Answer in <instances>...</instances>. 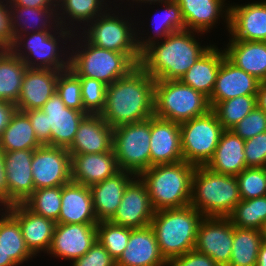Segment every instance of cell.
<instances>
[{"instance_id": "1", "label": "cell", "mask_w": 266, "mask_h": 266, "mask_svg": "<svg viewBox=\"0 0 266 266\" xmlns=\"http://www.w3.org/2000/svg\"><path fill=\"white\" fill-rule=\"evenodd\" d=\"M200 35V37H199ZM203 33L180 30L148 45L141 52L140 66L154 80H180L212 46L200 40ZM200 39V40H199ZM200 41V42H199ZM203 43V45H202Z\"/></svg>"}, {"instance_id": "2", "label": "cell", "mask_w": 266, "mask_h": 266, "mask_svg": "<svg viewBox=\"0 0 266 266\" xmlns=\"http://www.w3.org/2000/svg\"><path fill=\"white\" fill-rule=\"evenodd\" d=\"M155 80L138 64L108 85L101 117L112 127L136 123L154 115Z\"/></svg>"}, {"instance_id": "3", "label": "cell", "mask_w": 266, "mask_h": 266, "mask_svg": "<svg viewBox=\"0 0 266 266\" xmlns=\"http://www.w3.org/2000/svg\"><path fill=\"white\" fill-rule=\"evenodd\" d=\"M73 33L60 25L54 31L19 34L10 50L30 69L63 71L70 67Z\"/></svg>"}, {"instance_id": "4", "label": "cell", "mask_w": 266, "mask_h": 266, "mask_svg": "<svg viewBox=\"0 0 266 266\" xmlns=\"http://www.w3.org/2000/svg\"><path fill=\"white\" fill-rule=\"evenodd\" d=\"M195 168L183 160L154 165L137 175L144 183L155 211L190 205Z\"/></svg>"}, {"instance_id": "5", "label": "cell", "mask_w": 266, "mask_h": 266, "mask_svg": "<svg viewBox=\"0 0 266 266\" xmlns=\"http://www.w3.org/2000/svg\"><path fill=\"white\" fill-rule=\"evenodd\" d=\"M204 216L193 206L157 210L150 227L161 255L167 262L193 250L199 224Z\"/></svg>"}, {"instance_id": "6", "label": "cell", "mask_w": 266, "mask_h": 266, "mask_svg": "<svg viewBox=\"0 0 266 266\" xmlns=\"http://www.w3.org/2000/svg\"><path fill=\"white\" fill-rule=\"evenodd\" d=\"M137 65L128 54L99 48L80 33L73 34L69 68L79 77L96 79L108 86L127 75Z\"/></svg>"}, {"instance_id": "7", "label": "cell", "mask_w": 266, "mask_h": 266, "mask_svg": "<svg viewBox=\"0 0 266 266\" xmlns=\"http://www.w3.org/2000/svg\"><path fill=\"white\" fill-rule=\"evenodd\" d=\"M132 12L114 3L113 7L111 6L105 13L90 22L80 34L91 44L128 54L137 64H140L141 51L136 39V18L135 13Z\"/></svg>"}, {"instance_id": "8", "label": "cell", "mask_w": 266, "mask_h": 266, "mask_svg": "<svg viewBox=\"0 0 266 266\" xmlns=\"http://www.w3.org/2000/svg\"><path fill=\"white\" fill-rule=\"evenodd\" d=\"M241 201L236 176L197 166L192 176L190 206L204 217H228Z\"/></svg>"}, {"instance_id": "9", "label": "cell", "mask_w": 266, "mask_h": 266, "mask_svg": "<svg viewBox=\"0 0 266 266\" xmlns=\"http://www.w3.org/2000/svg\"><path fill=\"white\" fill-rule=\"evenodd\" d=\"M209 98L180 80H155L154 115L182 123L211 110Z\"/></svg>"}, {"instance_id": "10", "label": "cell", "mask_w": 266, "mask_h": 266, "mask_svg": "<svg viewBox=\"0 0 266 266\" xmlns=\"http://www.w3.org/2000/svg\"><path fill=\"white\" fill-rule=\"evenodd\" d=\"M216 113H208L180 123L183 159L194 166H206L212 159L222 132Z\"/></svg>"}, {"instance_id": "11", "label": "cell", "mask_w": 266, "mask_h": 266, "mask_svg": "<svg viewBox=\"0 0 266 266\" xmlns=\"http://www.w3.org/2000/svg\"><path fill=\"white\" fill-rule=\"evenodd\" d=\"M150 118L113 128V150L120 170L136 176L150 168Z\"/></svg>"}, {"instance_id": "12", "label": "cell", "mask_w": 266, "mask_h": 266, "mask_svg": "<svg viewBox=\"0 0 266 266\" xmlns=\"http://www.w3.org/2000/svg\"><path fill=\"white\" fill-rule=\"evenodd\" d=\"M31 167L35 190L71 181V156L67 148L41 145L34 149Z\"/></svg>"}, {"instance_id": "13", "label": "cell", "mask_w": 266, "mask_h": 266, "mask_svg": "<svg viewBox=\"0 0 266 266\" xmlns=\"http://www.w3.org/2000/svg\"><path fill=\"white\" fill-rule=\"evenodd\" d=\"M234 225L228 217H204L198 227L195 250L211 257L219 266L231 259Z\"/></svg>"}, {"instance_id": "14", "label": "cell", "mask_w": 266, "mask_h": 266, "mask_svg": "<svg viewBox=\"0 0 266 266\" xmlns=\"http://www.w3.org/2000/svg\"><path fill=\"white\" fill-rule=\"evenodd\" d=\"M154 5H157L156 7L158 9H156V10L153 9L154 11L152 10L151 11L152 13L148 12L151 19L149 18V16H148V18L144 17L147 21L142 20L143 21L142 22L141 18H140L141 16L143 18V16H145L146 14H144L143 12L141 13L138 10L136 12V9L134 12L137 15V16H135V18H137V19H135L136 20V39H137V44H138L139 50L141 52L151 43L156 42V41H160L171 33H174V32L180 31V30H185V23H184V20L182 18L181 9H180L179 5L174 0L164 2V3L154 4ZM153 13H155V14H153ZM140 14H142V15H140ZM151 15H153V16H151ZM144 21H146V22L149 21V22L146 23ZM149 23H151V24H149ZM145 24H146V26H145ZM150 25H152V26H150Z\"/></svg>"}, {"instance_id": "15", "label": "cell", "mask_w": 266, "mask_h": 266, "mask_svg": "<svg viewBox=\"0 0 266 266\" xmlns=\"http://www.w3.org/2000/svg\"><path fill=\"white\" fill-rule=\"evenodd\" d=\"M96 227L97 224L56 223L47 256L70 263L82 257L96 241Z\"/></svg>"}, {"instance_id": "16", "label": "cell", "mask_w": 266, "mask_h": 266, "mask_svg": "<svg viewBox=\"0 0 266 266\" xmlns=\"http://www.w3.org/2000/svg\"><path fill=\"white\" fill-rule=\"evenodd\" d=\"M154 213L144 183L135 176L126 186L121 203L109 221L132 229L145 228L150 226Z\"/></svg>"}, {"instance_id": "17", "label": "cell", "mask_w": 266, "mask_h": 266, "mask_svg": "<svg viewBox=\"0 0 266 266\" xmlns=\"http://www.w3.org/2000/svg\"><path fill=\"white\" fill-rule=\"evenodd\" d=\"M181 9L185 30L208 35L213 28L225 23L229 31L230 1L227 0H174ZM222 19V20H220ZM219 21V22H218ZM218 24V25H217Z\"/></svg>"}, {"instance_id": "18", "label": "cell", "mask_w": 266, "mask_h": 266, "mask_svg": "<svg viewBox=\"0 0 266 266\" xmlns=\"http://www.w3.org/2000/svg\"><path fill=\"white\" fill-rule=\"evenodd\" d=\"M228 39L266 42V0L230 3Z\"/></svg>"}, {"instance_id": "19", "label": "cell", "mask_w": 266, "mask_h": 266, "mask_svg": "<svg viewBox=\"0 0 266 266\" xmlns=\"http://www.w3.org/2000/svg\"><path fill=\"white\" fill-rule=\"evenodd\" d=\"M150 167L183 161L180 123L150 117Z\"/></svg>"}, {"instance_id": "20", "label": "cell", "mask_w": 266, "mask_h": 266, "mask_svg": "<svg viewBox=\"0 0 266 266\" xmlns=\"http://www.w3.org/2000/svg\"><path fill=\"white\" fill-rule=\"evenodd\" d=\"M34 149L4 151L8 206L23 203L35 190L32 176Z\"/></svg>"}, {"instance_id": "21", "label": "cell", "mask_w": 266, "mask_h": 266, "mask_svg": "<svg viewBox=\"0 0 266 266\" xmlns=\"http://www.w3.org/2000/svg\"><path fill=\"white\" fill-rule=\"evenodd\" d=\"M18 221L26 246L36 257L47 254L56 223L29 210L23 203L5 207Z\"/></svg>"}, {"instance_id": "22", "label": "cell", "mask_w": 266, "mask_h": 266, "mask_svg": "<svg viewBox=\"0 0 266 266\" xmlns=\"http://www.w3.org/2000/svg\"><path fill=\"white\" fill-rule=\"evenodd\" d=\"M41 109L48 116L51 129L50 146L68 148L87 113L66 107L57 92L45 102Z\"/></svg>"}, {"instance_id": "23", "label": "cell", "mask_w": 266, "mask_h": 266, "mask_svg": "<svg viewBox=\"0 0 266 266\" xmlns=\"http://www.w3.org/2000/svg\"><path fill=\"white\" fill-rule=\"evenodd\" d=\"M113 149V128L100 114H87L78 126L72 144L67 148L74 154L104 153Z\"/></svg>"}, {"instance_id": "24", "label": "cell", "mask_w": 266, "mask_h": 266, "mask_svg": "<svg viewBox=\"0 0 266 266\" xmlns=\"http://www.w3.org/2000/svg\"><path fill=\"white\" fill-rule=\"evenodd\" d=\"M259 81L256 77L236 67L226 57L222 60L214 90L209 98L213 109L219 102L244 95H257Z\"/></svg>"}, {"instance_id": "25", "label": "cell", "mask_w": 266, "mask_h": 266, "mask_svg": "<svg viewBox=\"0 0 266 266\" xmlns=\"http://www.w3.org/2000/svg\"><path fill=\"white\" fill-rule=\"evenodd\" d=\"M116 266H168L150 226L131 229L127 247Z\"/></svg>"}, {"instance_id": "26", "label": "cell", "mask_w": 266, "mask_h": 266, "mask_svg": "<svg viewBox=\"0 0 266 266\" xmlns=\"http://www.w3.org/2000/svg\"><path fill=\"white\" fill-rule=\"evenodd\" d=\"M60 71L27 68L23 77L16 108L19 111L41 109L56 92Z\"/></svg>"}, {"instance_id": "27", "label": "cell", "mask_w": 266, "mask_h": 266, "mask_svg": "<svg viewBox=\"0 0 266 266\" xmlns=\"http://www.w3.org/2000/svg\"><path fill=\"white\" fill-rule=\"evenodd\" d=\"M114 150L104 153L74 154L71 157V181L91 186L118 173Z\"/></svg>"}, {"instance_id": "28", "label": "cell", "mask_w": 266, "mask_h": 266, "mask_svg": "<svg viewBox=\"0 0 266 266\" xmlns=\"http://www.w3.org/2000/svg\"><path fill=\"white\" fill-rule=\"evenodd\" d=\"M59 224H98L89 186L70 181L61 186Z\"/></svg>"}, {"instance_id": "29", "label": "cell", "mask_w": 266, "mask_h": 266, "mask_svg": "<svg viewBox=\"0 0 266 266\" xmlns=\"http://www.w3.org/2000/svg\"><path fill=\"white\" fill-rule=\"evenodd\" d=\"M114 3V0H58L56 2L58 23L73 34L80 33Z\"/></svg>"}, {"instance_id": "30", "label": "cell", "mask_w": 266, "mask_h": 266, "mask_svg": "<svg viewBox=\"0 0 266 266\" xmlns=\"http://www.w3.org/2000/svg\"><path fill=\"white\" fill-rule=\"evenodd\" d=\"M136 175L120 170L115 175L89 187L95 215L99 221H109L121 203L123 192Z\"/></svg>"}, {"instance_id": "31", "label": "cell", "mask_w": 266, "mask_h": 266, "mask_svg": "<svg viewBox=\"0 0 266 266\" xmlns=\"http://www.w3.org/2000/svg\"><path fill=\"white\" fill-rule=\"evenodd\" d=\"M225 44L222 48L231 63L259 81H266V42L229 39Z\"/></svg>"}, {"instance_id": "32", "label": "cell", "mask_w": 266, "mask_h": 266, "mask_svg": "<svg viewBox=\"0 0 266 266\" xmlns=\"http://www.w3.org/2000/svg\"><path fill=\"white\" fill-rule=\"evenodd\" d=\"M216 44L214 43L180 78L183 84L191 86L208 98L214 90L221 62L226 57L224 49L218 48Z\"/></svg>"}, {"instance_id": "33", "label": "cell", "mask_w": 266, "mask_h": 266, "mask_svg": "<svg viewBox=\"0 0 266 266\" xmlns=\"http://www.w3.org/2000/svg\"><path fill=\"white\" fill-rule=\"evenodd\" d=\"M207 168L224 175L237 176L246 166L244 140L232 130H224Z\"/></svg>"}, {"instance_id": "34", "label": "cell", "mask_w": 266, "mask_h": 266, "mask_svg": "<svg viewBox=\"0 0 266 266\" xmlns=\"http://www.w3.org/2000/svg\"><path fill=\"white\" fill-rule=\"evenodd\" d=\"M13 37L36 31H54L58 26L56 8L9 6Z\"/></svg>"}, {"instance_id": "35", "label": "cell", "mask_w": 266, "mask_h": 266, "mask_svg": "<svg viewBox=\"0 0 266 266\" xmlns=\"http://www.w3.org/2000/svg\"><path fill=\"white\" fill-rule=\"evenodd\" d=\"M0 247L17 266L36 258L26 246L18 221L5 208H0Z\"/></svg>"}, {"instance_id": "36", "label": "cell", "mask_w": 266, "mask_h": 266, "mask_svg": "<svg viewBox=\"0 0 266 266\" xmlns=\"http://www.w3.org/2000/svg\"><path fill=\"white\" fill-rule=\"evenodd\" d=\"M41 145L27 114L16 110L0 136V149L3 151L28 150L36 149Z\"/></svg>"}, {"instance_id": "37", "label": "cell", "mask_w": 266, "mask_h": 266, "mask_svg": "<svg viewBox=\"0 0 266 266\" xmlns=\"http://www.w3.org/2000/svg\"><path fill=\"white\" fill-rule=\"evenodd\" d=\"M26 69L10 49H0V100L17 103Z\"/></svg>"}, {"instance_id": "38", "label": "cell", "mask_w": 266, "mask_h": 266, "mask_svg": "<svg viewBox=\"0 0 266 266\" xmlns=\"http://www.w3.org/2000/svg\"><path fill=\"white\" fill-rule=\"evenodd\" d=\"M263 241L262 231L234 226L231 259L227 266H256Z\"/></svg>"}, {"instance_id": "39", "label": "cell", "mask_w": 266, "mask_h": 266, "mask_svg": "<svg viewBox=\"0 0 266 266\" xmlns=\"http://www.w3.org/2000/svg\"><path fill=\"white\" fill-rule=\"evenodd\" d=\"M228 218L235 227L262 231L266 223V196L241 199Z\"/></svg>"}, {"instance_id": "40", "label": "cell", "mask_w": 266, "mask_h": 266, "mask_svg": "<svg viewBox=\"0 0 266 266\" xmlns=\"http://www.w3.org/2000/svg\"><path fill=\"white\" fill-rule=\"evenodd\" d=\"M256 107V95H244L221 101L212 110L216 113L223 129L231 130Z\"/></svg>"}, {"instance_id": "41", "label": "cell", "mask_w": 266, "mask_h": 266, "mask_svg": "<svg viewBox=\"0 0 266 266\" xmlns=\"http://www.w3.org/2000/svg\"><path fill=\"white\" fill-rule=\"evenodd\" d=\"M23 204L32 212L57 223L61 210V186L36 189Z\"/></svg>"}, {"instance_id": "42", "label": "cell", "mask_w": 266, "mask_h": 266, "mask_svg": "<svg viewBox=\"0 0 266 266\" xmlns=\"http://www.w3.org/2000/svg\"><path fill=\"white\" fill-rule=\"evenodd\" d=\"M131 229L110 221H99L96 227V240L117 261L127 247Z\"/></svg>"}, {"instance_id": "43", "label": "cell", "mask_w": 266, "mask_h": 266, "mask_svg": "<svg viewBox=\"0 0 266 266\" xmlns=\"http://www.w3.org/2000/svg\"><path fill=\"white\" fill-rule=\"evenodd\" d=\"M241 199L266 196V167H247L236 176Z\"/></svg>"}, {"instance_id": "44", "label": "cell", "mask_w": 266, "mask_h": 266, "mask_svg": "<svg viewBox=\"0 0 266 266\" xmlns=\"http://www.w3.org/2000/svg\"><path fill=\"white\" fill-rule=\"evenodd\" d=\"M56 92L66 107L84 112L80 78L72 69L68 68L60 71L56 83Z\"/></svg>"}, {"instance_id": "45", "label": "cell", "mask_w": 266, "mask_h": 266, "mask_svg": "<svg viewBox=\"0 0 266 266\" xmlns=\"http://www.w3.org/2000/svg\"><path fill=\"white\" fill-rule=\"evenodd\" d=\"M79 78L84 112L87 114H101L105 107L108 86L96 79L87 77Z\"/></svg>"}, {"instance_id": "46", "label": "cell", "mask_w": 266, "mask_h": 266, "mask_svg": "<svg viewBox=\"0 0 266 266\" xmlns=\"http://www.w3.org/2000/svg\"><path fill=\"white\" fill-rule=\"evenodd\" d=\"M231 130L244 141L265 132L266 112L256 107Z\"/></svg>"}, {"instance_id": "47", "label": "cell", "mask_w": 266, "mask_h": 266, "mask_svg": "<svg viewBox=\"0 0 266 266\" xmlns=\"http://www.w3.org/2000/svg\"><path fill=\"white\" fill-rule=\"evenodd\" d=\"M247 167H266V131L244 141Z\"/></svg>"}, {"instance_id": "48", "label": "cell", "mask_w": 266, "mask_h": 266, "mask_svg": "<svg viewBox=\"0 0 266 266\" xmlns=\"http://www.w3.org/2000/svg\"><path fill=\"white\" fill-rule=\"evenodd\" d=\"M70 266H116V261L108 251L96 240L91 248Z\"/></svg>"}, {"instance_id": "49", "label": "cell", "mask_w": 266, "mask_h": 266, "mask_svg": "<svg viewBox=\"0 0 266 266\" xmlns=\"http://www.w3.org/2000/svg\"><path fill=\"white\" fill-rule=\"evenodd\" d=\"M27 114L31 126L34 129L37 140L42 145L50 146L51 129L48 122V116L42 109H33L23 111Z\"/></svg>"}, {"instance_id": "50", "label": "cell", "mask_w": 266, "mask_h": 266, "mask_svg": "<svg viewBox=\"0 0 266 266\" xmlns=\"http://www.w3.org/2000/svg\"><path fill=\"white\" fill-rule=\"evenodd\" d=\"M13 42L10 8L7 0H0V49H10Z\"/></svg>"}, {"instance_id": "51", "label": "cell", "mask_w": 266, "mask_h": 266, "mask_svg": "<svg viewBox=\"0 0 266 266\" xmlns=\"http://www.w3.org/2000/svg\"><path fill=\"white\" fill-rule=\"evenodd\" d=\"M168 266H219L211 257L195 249L177 256L168 262Z\"/></svg>"}, {"instance_id": "52", "label": "cell", "mask_w": 266, "mask_h": 266, "mask_svg": "<svg viewBox=\"0 0 266 266\" xmlns=\"http://www.w3.org/2000/svg\"><path fill=\"white\" fill-rule=\"evenodd\" d=\"M115 1V4L119 7H122V8H125V9H128V10H131L133 9L132 11L134 12V7L138 9V7L141 9V12H142V8L143 6L145 5L147 11L148 12V9H153L155 8V6L153 7L152 5L154 4H159V3H164V2H168V1H172V0H114ZM119 2V3H117ZM129 2V3H128ZM128 3V4H127ZM143 3V4H142ZM136 5V6H135ZM151 5V6H150ZM128 7V8H127ZM150 7V8H149ZM131 8V9H130Z\"/></svg>"}, {"instance_id": "53", "label": "cell", "mask_w": 266, "mask_h": 266, "mask_svg": "<svg viewBox=\"0 0 266 266\" xmlns=\"http://www.w3.org/2000/svg\"><path fill=\"white\" fill-rule=\"evenodd\" d=\"M16 110L17 108L15 104L5 100H0V136L10 123V120Z\"/></svg>"}, {"instance_id": "54", "label": "cell", "mask_w": 266, "mask_h": 266, "mask_svg": "<svg viewBox=\"0 0 266 266\" xmlns=\"http://www.w3.org/2000/svg\"><path fill=\"white\" fill-rule=\"evenodd\" d=\"M8 206V187L6 184L4 151L0 149V208Z\"/></svg>"}, {"instance_id": "55", "label": "cell", "mask_w": 266, "mask_h": 266, "mask_svg": "<svg viewBox=\"0 0 266 266\" xmlns=\"http://www.w3.org/2000/svg\"><path fill=\"white\" fill-rule=\"evenodd\" d=\"M9 6H22L30 8H56L54 0H7Z\"/></svg>"}, {"instance_id": "56", "label": "cell", "mask_w": 266, "mask_h": 266, "mask_svg": "<svg viewBox=\"0 0 266 266\" xmlns=\"http://www.w3.org/2000/svg\"><path fill=\"white\" fill-rule=\"evenodd\" d=\"M256 97L257 107L266 112V81L260 83Z\"/></svg>"}, {"instance_id": "57", "label": "cell", "mask_w": 266, "mask_h": 266, "mask_svg": "<svg viewBox=\"0 0 266 266\" xmlns=\"http://www.w3.org/2000/svg\"><path fill=\"white\" fill-rule=\"evenodd\" d=\"M256 266H266V241L264 240L260 246L258 256H257V264Z\"/></svg>"}, {"instance_id": "58", "label": "cell", "mask_w": 266, "mask_h": 266, "mask_svg": "<svg viewBox=\"0 0 266 266\" xmlns=\"http://www.w3.org/2000/svg\"><path fill=\"white\" fill-rule=\"evenodd\" d=\"M0 266H17L9 256H6L0 247Z\"/></svg>"}, {"instance_id": "59", "label": "cell", "mask_w": 266, "mask_h": 266, "mask_svg": "<svg viewBox=\"0 0 266 266\" xmlns=\"http://www.w3.org/2000/svg\"><path fill=\"white\" fill-rule=\"evenodd\" d=\"M262 233H263V238L266 241V223H265V226H264V228L262 230Z\"/></svg>"}]
</instances>
